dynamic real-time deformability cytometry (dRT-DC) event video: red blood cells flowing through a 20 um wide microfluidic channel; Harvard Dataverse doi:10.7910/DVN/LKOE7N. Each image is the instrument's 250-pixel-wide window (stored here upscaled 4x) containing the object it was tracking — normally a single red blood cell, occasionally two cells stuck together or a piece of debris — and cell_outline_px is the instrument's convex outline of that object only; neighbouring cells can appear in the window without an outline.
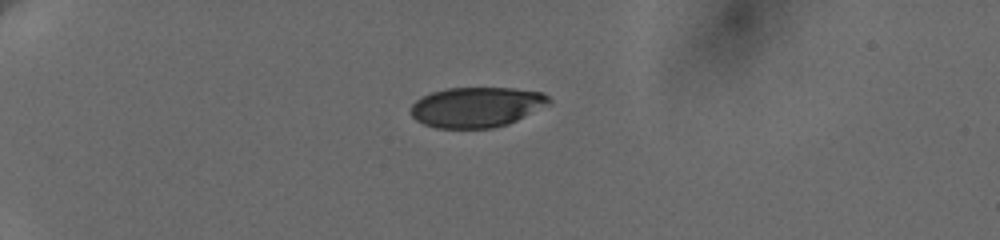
{"species": "human", "species_latin": "Homo sapiens", "temperature_condition": "cold", "stored_images_in_passage": 48, "camera_frame_rate_fps": 3000, "um_per_image_px": 0.085, "donor": {"sex": "female"}, "frame": {"image": 1, "passage_image": 1, "time_ms": 0.0, "image_size_px": [1000, 240], "cell_outline_px": [[552, 100], [548, 104], [508, 124], [492, 128], [436, 128], [424, 124], [416, 120], [408, 112], [412, 104], [416, 100], [432, 92], [448, 88], [512, 88], [544, 92]], "centroid_in_image_um": [40.48, 9.1], "position_along_channel_um": 44.5, "area_um2": 32.31}}
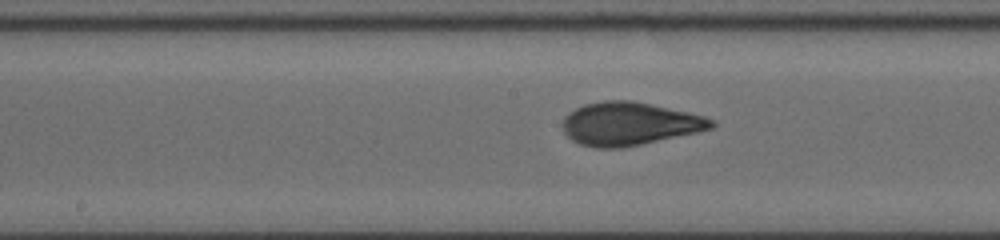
{"frame": {"image": 2, "passage_image": 28, "time_ms": 5.667, "image_size_px": [1000, 240], "cell_outline_px": [[716, 124], [712, 128], [696, 132], [624, 148], [596, 148], [580, 144], [572, 140], [564, 132], [560, 124], [564, 116], [568, 112], [584, 104], [604, 100], [632, 100], [652, 104], [704, 116], [716, 120]], "centroid_in_image_um": [53.46, 10.51], "position_along_channel_um": 194.7, "area_um2": 37.57}}
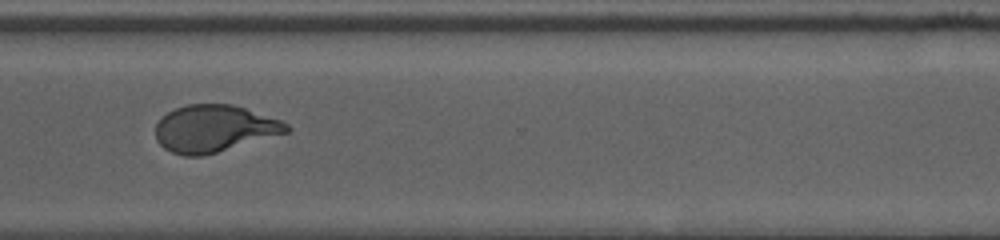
{"frame": {"image": 3, "passage_image": 47, "time_ms": 10.0, "image_size_px": [1000, 240], "cell_outline_px": [[292, 128], [288, 132], [216, 152], [200, 156], [184, 156], [172, 152], [164, 148], [156, 140], [156, 124], [168, 112], [176, 108], [188, 104], [232, 104], [280, 120], [288, 124]], "centroid_in_image_um": [18.19, 10.93], "position_along_channel_um": 352.4, "area_um2": 35.43}}